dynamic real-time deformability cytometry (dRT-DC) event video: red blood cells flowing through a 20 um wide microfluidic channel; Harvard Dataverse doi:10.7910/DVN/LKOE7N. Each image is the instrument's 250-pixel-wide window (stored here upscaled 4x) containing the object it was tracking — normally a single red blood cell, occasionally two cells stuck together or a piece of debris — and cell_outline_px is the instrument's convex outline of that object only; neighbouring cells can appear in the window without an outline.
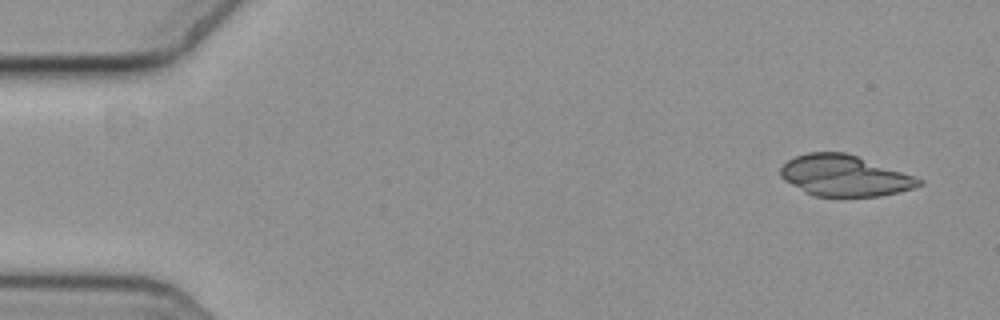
{"species": "common noctule bat (a hibernating species)", "species_latin": "Nyctalus noctula", "temperature_condition": "cold", "stored_images_in_passage": 27, "camera_frame_rate_fps": 3000, "um_per_image_px": 0.085, "animal": {"sex": "female", "body_mass_g": 19.3, "forearm_length_mm": 54.1}, "frame": {"image": 1, "passage_image": 3, "time_ms": 0.667, "image_size_px": [1000, 320], "cell_outline_px": [[924, 184], [912, 188], [880, 196], [816, 196], [784, 180], [780, 176], [780, 168], [788, 160], [796, 156], [808, 152], [844, 152], [856, 156], [924, 180]], "centroid_in_image_um": [71.77, 14.93], "position_along_channel_um": 13.2, "area_um2": 32.37}}
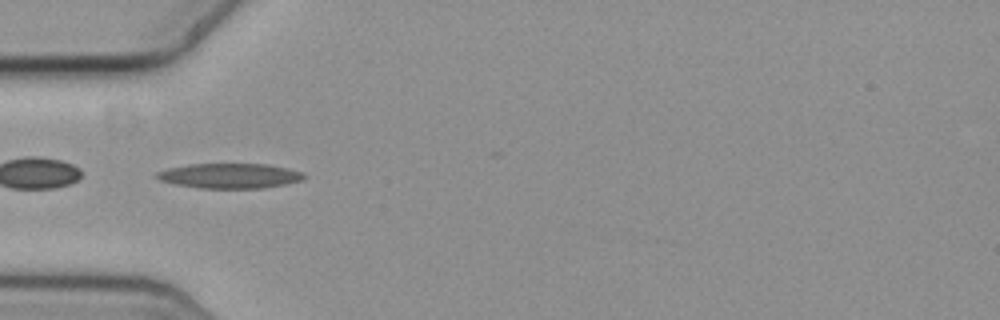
{"frame": {"image": 2, "passage_image": 18, "time_ms": 5.667, "image_size_px": [1000, 320], "cell_outline_px": [[308, 176], [304, 180], [264, 188], [200, 188], [176, 184], [160, 180], [156, 176], [156, 172], [168, 168], [188, 164], [268, 164], [288, 168], [304, 172]], "centroid_in_image_um": [19.59, 14.94], "position_along_channel_um": 65.4, "area_um2": 21.5}}